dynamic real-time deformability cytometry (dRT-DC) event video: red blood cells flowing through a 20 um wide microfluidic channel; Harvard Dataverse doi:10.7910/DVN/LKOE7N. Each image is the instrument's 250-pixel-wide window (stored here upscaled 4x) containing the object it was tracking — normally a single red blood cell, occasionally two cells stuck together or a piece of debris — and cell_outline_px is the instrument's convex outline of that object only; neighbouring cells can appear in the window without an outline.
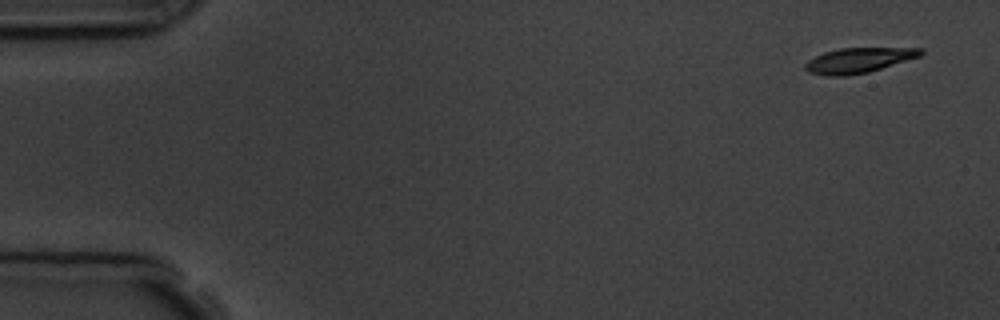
{"species": "common noctule bat (a hibernating species)", "species_latin": "Nyctalus noctula", "temperature_condition": "room temperature", "stored_images_in_passage": 5, "camera_frame_rate_fps": 3000, "um_per_image_px": 0.085, "animal": {"sex": "male", "body_mass_g": 19.5, "forearm_length_mm": 54.6}, "frame": {"image": 1, "passage_image": 1, "time_ms": 0.0, "image_size_px": [1000, 320], "cell_outline_px": [[924, 52], [920, 56], [868, 72], [848, 76], [828, 76], [808, 72], [804, 68], [804, 64], [808, 60], [824, 52], [840, 48], [924, 48]], "centroid_in_image_um": [72.96, 5.13], "position_along_channel_um": 12.0, "area_um2": 16.82}}
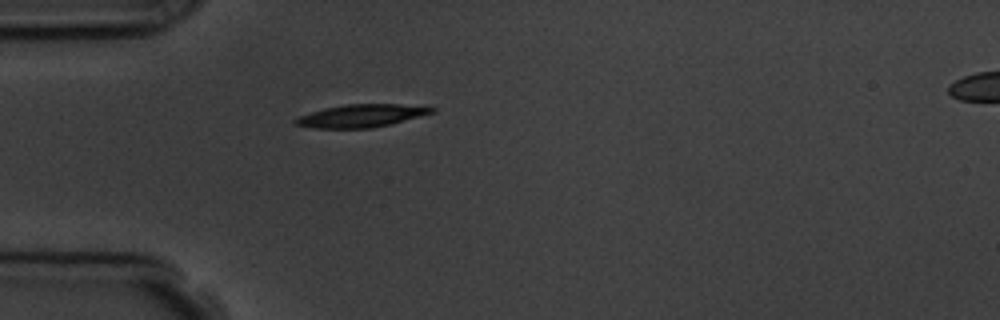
{"frame": {"image": 2, "passage_image": 5, "time_ms": 4.333, "image_size_px": [1000, 320], "cell_outline_px": [[436, 108], [432, 112], [420, 116], [392, 124], [372, 128], [316, 128], [296, 124], [292, 120], [300, 116], [324, 108], [344, 104], [400, 104]], "centroid_in_image_um": [30.69, 9.84], "position_along_channel_um": 54.3, "area_um2": 17.86}}